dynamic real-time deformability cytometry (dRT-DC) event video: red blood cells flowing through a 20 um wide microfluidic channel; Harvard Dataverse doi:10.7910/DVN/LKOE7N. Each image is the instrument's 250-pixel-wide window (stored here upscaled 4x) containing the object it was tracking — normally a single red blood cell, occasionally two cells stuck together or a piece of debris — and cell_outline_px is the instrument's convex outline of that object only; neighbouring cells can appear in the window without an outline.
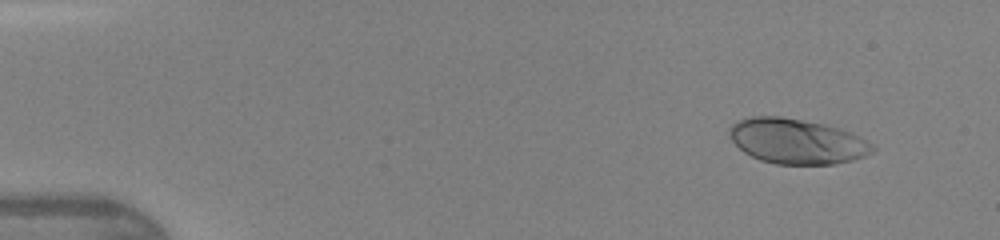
{"species": "human", "species_latin": "Homo sapiens", "temperature_condition": "warm", "stored_images_in_passage": 46, "camera_frame_rate_fps": 3000, "um_per_image_px": 0.085, "donor": {"sex": "female"}, "frame": {"image": 1, "passage_image": 4, "time_ms": 1.0, "image_size_px": [1000, 240], "cell_outline_px": [[876, 148], [872, 152], [864, 156], [852, 160], [832, 164], [776, 164], [760, 160], [744, 152], [728, 136], [728, 128], [732, 124], [740, 120], [752, 116], [780, 116], [824, 124], [840, 128], [860, 136]], "centroid_in_image_um": [67.71, 12.0], "position_along_channel_um": 17.3, "area_um2": 37.51}}
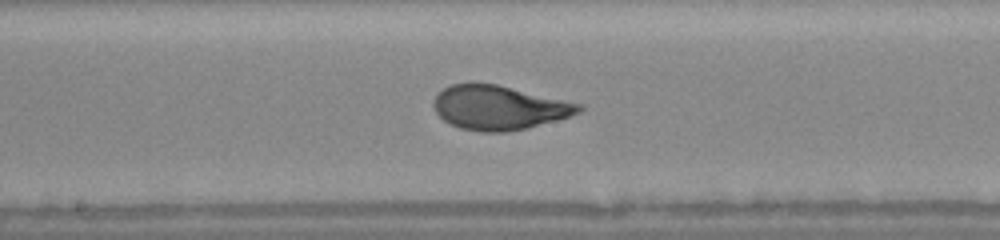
{"frame": {"image": 2, "passage_image": 25, "time_ms": 8.0, "image_size_px": [1000, 240], "cell_outline_px": [[584, 108], [580, 112], [556, 120], [528, 128], [504, 132], [480, 132], [460, 128], [448, 124], [436, 112], [432, 104], [436, 96], [444, 88], [452, 84], [468, 80], [496, 84], [584, 104]], "centroid_in_image_um": [42.39, 9.12], "position_along_channel_um": 205.8, "area_um2": 37.86}}
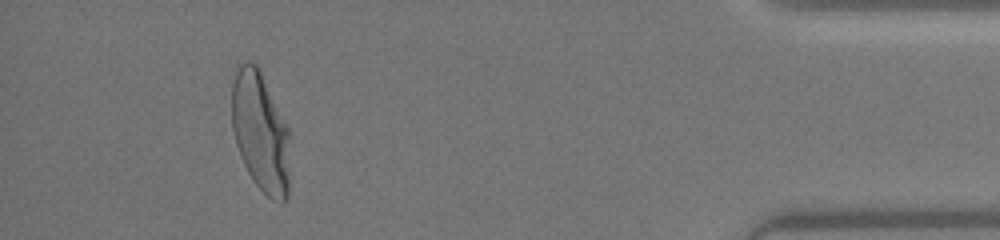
{"frame": {"image": 3, "passage_image": 43, "time_ms": 14.0, "image_size_px": [1000, 240], "cell_outline_px": [[288, 196], [280, 204], [272, 200], [252, 180], [240, 156], [236, 144], [232, 128], [232, 84], [236, 64], [248, 60], [256, 64], [288, 128]], "centroid_in_image_um": [22.1, 11.2], "position_along_channel_um": 413.1, "area_um2": 40.23}, "authors_computed_cell_mechanics": {"area_um2": 37.3099, "velocity_mm_per_s": 4.3162, "shape_relaxation_time_tau1_ms": 3.4615, "shape_relaxation_time_tau2_ms": null, "deformation_change_tau1": 0.1918, "deformation_change_tau2": null}}